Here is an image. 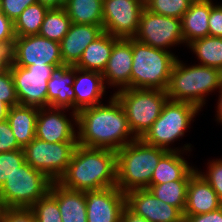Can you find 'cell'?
<instances>
[{"mask_svg":"<svg viewBox=\"0 0 222 222\" xmlns=\"http://www.w3.org/2000/svg\"><path fill=\"white\" fill-rule=\"evenodd\" d=\"M108 102L77 112L78 145L117 152L137 139L130 130L126 113L118 99L111 95Z\"/></svg>","mask_w":222,"mask_h":222,"instance_id":"1","label":"cell"},{"mask_svg":"<svg viewBox=\"0 0 222 222\" xmlns=\"http://www.w3.org/2000/svg\"><path fill=\"white\" fill-rule=\"evenodd\" d=\"M57 182L65 188L78 191L116 186V151L78 145L66 172Z\"/></svg>","mask_w":222,"mask_h":222,"instance_id":"2","label":"cell"},{"mask_svg":"<svg viewBox=\"0 0 222 222\" xmlns=\"http://www.w3.org/2000/svg\"><path fill=\"white\" fill-rule=\"evenodd\" d=\"M166 149L148 145L141 138L116 152V186L123 193L149 187L153 172Z\"/></svg>","mask_w":222,"mask_h":222,"instance_id":"3","label":"cell"},{"mask_svg":"<svg viewBox=\"0 0 222 222\" xmlns=\"http://www.w3.org/2000/svg\"><path fill=\"white\" fill-rule=\"evenodd\" d=\"M183 63L178 58L174 63L166 94L169 100L188 102L201 110L205 106L206 96L220 89L222 72L213 67L198 64L187 66Z\"/></svg>","mask_w":222,"mask_h":222,"instance_id":"4","label":"cell"},{"mask_svg":"<svg viewBox=\"0 0 222 222\" xmlns=\"http://www.w3.org/2000/svg\"><path fill=\"white\" fill-rule=\"evenodd\" d=\"M131 88L166 91L178 56L132 38Z\"/></svg>","mask_w":222,"mask_h":222,"instance_id":"5","label":"cell"},{"mask_svg":"<svg viewBox=\"0 0 222 222\" xmlns=\"http://www.w3.org/2000/svg\"><path fill=\"white\" fill-rule=\"evenodd\" d=\"M201 111L188 102L168 100L160 116L151 128L141 138L146 144L166 149L167 151H191V144H184L183 148L169 147L180 137H183L187 128L194 121V117Z\"/></svg>","mask_w":222,"mask_h":222,"instance_id":"6","label":"cell"},{"mask_svg":"<svg viewBox=\"0 0 222 222\" xmlns=\"http://www.w3.org/2000/svg\"><path fill=\"white\" fill-rule=\"evenodd\" d=\"M113 95L121 103L136 138H142L151 128L169 100L166 91L159 89L127 88L115 91Z\"/></svg>","mask_w":222,"mask_h":222,"instance_id":"7","label":"cell"},{"mask_svg":"<svg viewBox=\"0 0 222 222\" xmlns=\"http://www.w3.org/2000/svg\"><path fill=\"white\" fill-rule=\"evenodd\" d=\"M45 174L24 162L0 188V203L9 208H31L51 187Z\"/></svg>","mask_w":222,"mask_h":222,"instance_id":"8","label":"cell"},{"mask_svg":"<svg viewBox=\"0 0 222 222\" xmlns=\"http://www.w3.org/2000/svg\"><path fill=\"white\" fill-rule=\"evenodd\" d=\"M78 142H45L34 138L23 148L25 162L57 182L66 172Z\"/></svg>","mask_w":222,"mask_h":222,"instance_id":"9","label":"cell"},{"mask_svg":"<svg viewBox=\"0 0 222 222\" xmlns=\"http://www.w3.org/2000/svg\"><path fill=\"white\" fill-rule=\"evenodd\" d=\"M134 39L154 48L170 51L167 49L184 43L181 19L158 15L144 8Z\"/></svg>","mask_w":222,"mask_h":222,"instance_id":"10","label":"cell"},{"mask_svg":"<svg viewBox=\"0 0 222 222\" xmlns=\"http://www.w3.org/2000/svg\"><path fill=\"white\" fill-rule=\"evenodd\" d=\"M54 68L47 64L10 67L19 105L47 107V83Z\"/></svg>","mask_w":222,"mask_h":222,"instance_id":"11","label":"cell"},{"mask_svg":"<svg viewBox=\"0 0 222 222\" xmlns=\"http://www.w3.org/2000/svg\"><path fill=\"white\" fill-rule=\"evenodd\" d=\"M144 8V0H103V31L116 38H134Z\"/></svg>","mask_w":222,"mask_h":222,"instance_id":"12","label":"cell"},{"mask_svg":"<svg viewBox=\"0 0 222 222\" xmlns=\"http://www.w3.org/2000/svg\"><path fill=\"white\" fill-rule=\"evenodd\" d=\"M11 53V66L63 65L60 43L39 35L16 36Z\"/></svg>","mask_w":222,"mask_h":222,"instance_id":"13","label":"cell"},{"mask_svg":"<svg viewBox=\"0 0 222 222\" xmlns=\"http://www.w3.org/2000/svg\"><path fill=\"white\" fill-rule=\"evenodd\" d=\"M64 112H66V108H39L35 137L50 143L78 142L77 130H74V127L77 126V112H70L72 119L67 118Z\"/></svg>","mask_w":222,"mask_h":222,"instance_id":"14","label":"cell"},{"mask_svg":"<svg viewBox=\"0 0 222 222\" xmlns=\"http://www.w3.org/2000/svg\"><path fill=\"white\" fill-rule=\"evenodd\" d=\"M125 205L149 222H184L183 213L157 199L149 189H135L125 193Z\"/></svg>","mask_w":222,"mask_h":222,"instance_id":"15","label":"cell"},{"mask_svg":"<svg viewBox=\"0 0 222 222\" xmlns=\"http://www.w3.org/2000/svg\"><path fill=\"white\" fill-rule=\"evenodd\" d=\"M87 222H121L125 193L117 186L85 191Z\"/></svg>","mask_w":222,"mask_h":222,"instance_id":"16","label":"cell"},{"mask_svg":"<svg viewBox=\"0 0 222 222\" xmlns=\"http://www.w3.org/2000/svg\"><path fill=\"white\" fill-rule=\"evenodd\" d=\"M132 56V38H119L102 73L106 85L118 87L117 91L131 88Z\"/></svg>","mask_w":222,"mask_h":222,"instance_id":"17","label":"cell"},{"mask_svg":"<svg viewBox=\"0 0 222 222\" xmlns=\"http://www.w3.org/2000/svg\"><path fill=\"white\" fill-rule=\"evenodd\" d=\"M74 78L75 66L63 64L52 70L47 83V107L75 111Z\"/></svg>","mask_w":222,"mask_h":222,"instance_id":"18","label":"cell"},{"mask_svg":"<svg viewBox=\"0 0 222 222\" xmlns=\"http://www.w3.org/2000/svg\"><path fill=\"white\" fill-rule=\"evenodd\" d=\"M103 32L102 25L72 23L60 42L63 64L75 66L81 59L85 48Z\"/></svg>","mask_w":222,"mask_h":222,"instance_id":"19","label":"cell"},{"mask_svg":"<svg viewBox=\"0 0 222 222\" xmlns=\"http://www.w3.org/2000/svg\"><path fill=\"white\" fill-rule=\"evenodd\" d=\"M222 206L214 189L200 175L198 169L191 175L183 216L198 215L215 211Z\"/></svg>","mask_w":222,"mask_h":222,"instance_id":"20","label":"cell"},{"mask_svg":"<svg viewBox=\"0 0 222 222\" xmlns=\"http://www.w3.org/2000/svg\"><path fill=\"white\" fill-rule=\"evenodd\" d=\"M73 89L75 91V112H78L82 108L101 104L106 85L102 73L75 67Z\"/></svg>","mask_w":222,"mask_h":222,"instance_id":"21","label":"cell"},{"mask_svg":"<svg viewBox=\"0 0 222 222\" xmlns=\"http://www.w3.org/2000/svg\"><path fill=\"white\" fill-rule=\"evenodd\" d=\"M49 192L57 200L62 222H87L85 191L71 190L52 182Z\"/></svg>","mask_w":222,"mask_h":222,"instance_id":"22","label":"cell"},{"mask_svg":"<svg viewBox=\"0 0 222 222\" xmlns=\"http://www.w3.org/2000/svg\"><path fill=\"white\" fill-rule=\"evenodd\" d=\"M211 0H194L181 18L184 43L209 36Z\"/></svg>","mask_w":222,"mask_h":222,"instance_id":"23","label":"cell"},{"mask_svg":"<svg viewBox=\"0 0 222 222\" xmlns=\"http://www.w3.org/2000/svg\"><path fill=\"white\" fill-rule=\"evenodd\" d=\"M183 153L182 151H167L160 158L153 172L150 185L176 180H190L191 175L197 168L189 165L188 161L182 157L181 154Z\"/></svg>","mask_w":222,"mask_h":222,"instance_id":"24","label":"cell"},{"mask_svg":"<svg viewBox=\"0 0 222 222\" xmlns=\"http://www.w3.org/2000/svg\"><path fill=\"white\" fill-rule=\"evenodd\" d=\"M118 39L109 33L103 32L85 48L75 67L103 73L112 53L113 44Z\"/></svg>","mask_w":222,"mask_h":222,"instance_id":"25","label":"cell"},{"mask_svg":"<svg viewBox=\"0 0 222 222\" xmlns=\"http://www.w3.org/2000/svg\"><path fill=\"white\" fill-rule=\"evenodd\" d=\"M38 107L17 105L10 107L7 120L18 144L24 148L36 134Z\"/></svg>","mask_w":222,"mask_h":222,"instance_id":"26","label":"cell"},{"mask_svg":"<svg viewBox=\"0 0 222 222\" xmlns=\"http://www.w3.org/2000/svg\"><path fill=\"white\" fill-rule=\"evenodd\" d=\"M63 8L73 24L102 25L103 0H68Z\"/></svg>","mask_w":222,"mask_h":222,"instance_id":"27","label":"cell"},{"mask_svg":"<svg viewBox=\"0 0 222 222\" xmlns=\"http://www.w3.org/2000/svg\"><path fill=\"white\" fill-rule=\"evenodd\" d=\"M187 46L200 60L199 65L213 67L222 72V37L207 36L192 41Z\"/></svg>","mask_w":222,"mask_h":222,"instance_id":"28","label":"cell"},{"mask_svg":"<svg viewBox=\"0 0 222 222\" xmlns=\"http://www.w3.org/2000/svg\"><path fill=\"white\" fill-rule=\"evenodd\" d=\"M48 10V7L38 2L25 8L23 12L13 22L15 35H38Z\"/></svg>","mask_w":222,"mask_h":222,"instance_id":"29","label":"cell"},{"mask_svg":"<svg viewBox=\"0 0 222 222\" xmlns=\"http://www.w3.org/2000/svg\"><path fill=\"white\" fill-rule=\"evenodd\" d=\"M188 183L189 180H176L158 185H149L147 189H149L157 199L177 207L184 213Z\"/></svg>","mask_w":222,"mask_h":222,"instance_id":"30","label":"cell"},{"mask_svg":"<svg viewBox=\"0 0 222 222\" xmlns=\"http://www.w3.org/2000/svg\"><path fill=\"white\" fill-rule=\"evenodd\" d=\"M71 24L64 8L49 9L38 35L60 43L69 31Z\"/></svg>","mask_w":222,"mask_h":222,"instance_id":"31","label":"cell"},{"mask_svg":"<svg viewBox=\"0 0 222 222\" xmlns=\"http://www.w3.org/2000/svg\"><path fill=\"white\" fill-rule=\"evenodd\" d=\"M152 13L181 19L194 0H144Z\"/></svg>","mask_w":222,"mask_h":222,"instance_id":"32","label":"cell"},{"mask_svg":"<svg viewBox=\"0 0 222 222\" xmlns=\"http://www.w3.org/2000/svg\"><path fill=\"white\" fill-rule=\"evenodd\" d=\"M31 209L37 222H62L56 198L48 192Z\"/></svg>","mask_w":222,"mask_h":222,"instance_id":"33","label":"cell"},{"mask_svg":"<svg viewBox=\"0 0 222 222\" xmlns=\"http://www.w3.org/2000/svg\"><path fill=\"white\" fill-rule=\"evenodd\" d=\"M25 162L23 149L0 153V188L16 170Z\"/></svg>","mask_w":222,"mask_h":222,"instance_id":"34","label":"cell"},{"mask_svg":"<svg viewBox=\"0 0 222 222\" xmlns=\"http://www.w3.org/2000/svg\"><path fill=\"white\" fill-rule=\"evenodd\" d=\"M0 101L9 108L19 105L11 70L0 74Z\"/></svg>","mask_w":222,"mask_h":222,"instance_id":"35","label":"cell"},{"mask_svg":"<svg viewBox=\"0 0 222 222\" xmlns=\"http://www.w3.org/2000/svg\"><path fill=\"white\" fill-rule=\"evenodd\" d=\"M209 164V165H208ZM208 171H198L201 176L210 184L222 202V159H215L207 163Z\"/></svg>","mask_w":222,"mask_h":222,"instance_id":"36","label":"cell"},{"mask_svg":"<svg viewBox=\"0 0 222 222\" xmlns=\"http://www.w3.org/2000/svg\"><path fill=\"white\" fill-rule=\"evenodd\" d=\"M23 149L17 142L8 120L0 122V153Z\"/></svg>","mask_w":222,"mask_h":222,"instance_id":"37","label":"cell"},{"mask_svg":"<svg viewBox=\"0 0 222 222\" xmlns=\"http://www.w3.org/2000/svg\"><path fill=\"white\" fill-rule=\"evenodd\" d=\"M2 222H37V220L31 208L5 207Z\"/></svg>","mask_w":222,"mask_h":222,"instance_id":"38","label":"cell"},{"mask_svg":"<svg viewBox=\"0 0 222 222\" xmlns=\"http://www.w3.org/2000/svg\"><path fill=\"white\" fill-rule=\"evenodd\" d=\"M37 3V0H1V12L13 22L29 5Z\"/></svg>","mask_w":222,"mask_h":222,"instance_id":"39","label":"cell"},{"mask_svg":"<svg viewBox=\"0 0 222 222\" xmlns=\"http://www.w3.org/2000/svg\"><path fill=\"white\" fill-rule=\"evenodd\" d=\"M208 25L209 36L222 37V4L215 5L212 0Z\"/></svg>","mask_w":222,"mask_h":222,"instance_id":"40","label":"cell"},{"mask_svg":"<svg viewBox=\"0 0 222 222\" xmlns=\"http://www.w3.org/2000/svg\"><path fill=\"white\" fill-rule=\"evenodd\" d=\"M16 38L14 23L2 12L0 13V44L13 45Z\"/></svg>","mask_w":222,"mask_h":222,"instance_id":"41","label":"cell"},{"mask_svg":"<svg viewBox=\"0 0 222 222\" xmlns=\"http://www.w3.org/2000/svg\"><path fill=\"white\" fill-rule=\"evenodd\" d=\"M184 222H222V206L212 212L184 216Z\"/></svg>","mask_w":222,"mask_h":222,"instance_id":"42","label":"cell"},{"mask_svg":"<svg viewBox=\"0 0 222 222\" xmlns=\"http://www.w3.org/2000/svg\"><path fill=\"white\" fill-rule=\"evenodd\" d=\"M12 45L0 44V74L10 69L12 64Z\"/></svg>","mask_w":222,"mask_h":222,"instance_id":"43","label":"cell"},{"mask_svg":"<svg viewBox=\"0 0 222 222\" xmlns=\"http://www.w3.org/2000/svg\"><path fill=\"white\" fill-rule=\"evenodd\" d=\"M121 222H149L144 217L132 212L126 205L121 212Z\"/></svg>","mask_w":222,"mask_h":222,"instance_id":"44","label":"cell"},{"mask_svg":"<svg viewBox=\"0 0 222 222\" xmlns=\"http://www.w3.org/2000/svg\"><path fill=\"white\" fill-rule=\"evenodd\" d=\"M37 2L49 9H59L64 7V3L61 0H37Z\"/></svg>","mask_w":222,"mask_h":222,"instance_id":"45","label":"cell"},{"mask_svg":"<svg viewBox=\"0 0 222 222\" xmlns=\"http://www.w3.org/2000/svg\"><path fill=\"white\" fill-rule=\"evenodd\" d=\"M219 99H218V102H217V109H216V112H217V116H215L217 119V121L219 123H222V85L219 89Z\"/></svg>","mask_w":222,"mask_h":222,"instance_id":"46","label":"cell"},{"mask_svg":"<svg viewBox=\"0 0 222 222\" xmlns=\"http://www.w3.org/2000/svg\"><path fill=\"white\" fill-rule=\"evenodd\" d=\"M9 107L3 102L0 101V122L7 119Z\"/></svg>","mask_w":222,"mask_h":222,"instance_id":"47","label":"cell"},{"mask_svg":"<svg viewBox=\"0 0 222 222\" xmlns=\"http://www.w3.org/2000/svg\"><path fill=\"white\" fill-rule=\"evenodd\" d=\"M5 207L0 203V222H2V215Z\"/></svg>","mask_w":222,"mask_h":222,"instance_id":"48","label":"cell"}]
</instances>
